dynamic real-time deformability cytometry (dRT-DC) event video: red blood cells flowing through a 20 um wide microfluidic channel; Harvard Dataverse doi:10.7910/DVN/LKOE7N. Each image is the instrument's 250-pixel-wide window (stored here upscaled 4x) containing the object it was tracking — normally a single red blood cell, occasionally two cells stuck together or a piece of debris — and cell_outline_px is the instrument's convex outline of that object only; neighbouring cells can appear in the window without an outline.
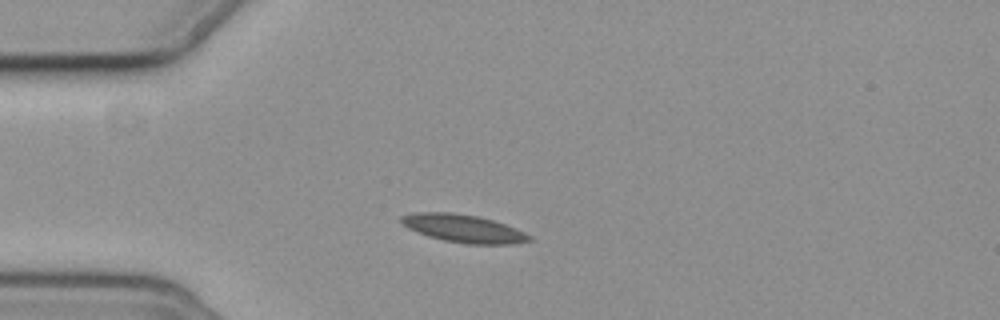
{"species": "common noctule bat (a hibernating species)", "species_latin": "Nyctalus noctula", "temperature_condition": "cold", "stored_images_in_passage": 6, "camera_frame_rate_fps": 3000, "um_per_image_px": 0.085, "animal": {"sex": "female", "body_mass_g": 19.3, "forearm_length_mm": 54.1}, "frame": {"image": 1, "passage_image": 3, "time_ms": 2.333, "image_size_px": [1000, 320], "cell_outline_px": [[532, 240], [512, 244], [464, 244], [444, 240], [428, 236], [416, 232], [400, 224], [400, 216], [412, 212], [452, 212], [476, 216], [492, 220], [516, 228], [532, 236]], "centroid_in_image_um": [39.35, 19.42], "position_along_channel_um": 45.7, "area_um2": 20.92}}
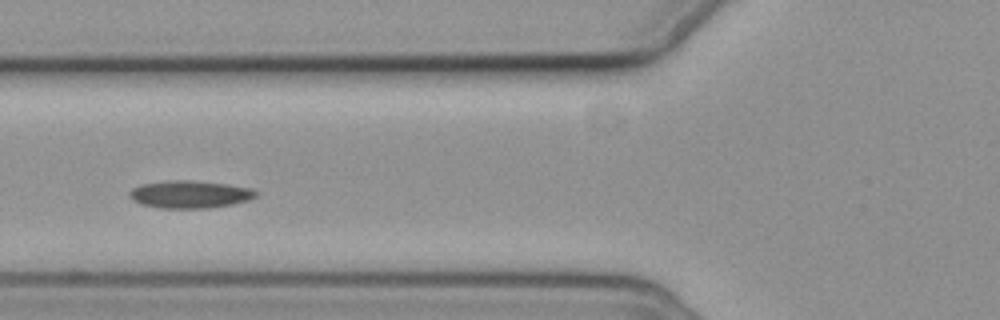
{"frame": {"image": 2, "passage_image": 5, "time_ms": 4.667, "image_size_px": [1000, 320], "cell_outline_px": [[260, 192], [256, 196], [248, 200], [232, 204], [208, 208], [160, 208], [140, 204], [132, 200], [128, 196], [128, 192], [132, 188], [140, 184], [168, 180], [184, 180], [224, 184], [252, 188]], "centroid_in_image_um": [16.1, 16.52], "position_along_channel_um": 109.7, "area_um2": 20.35}}
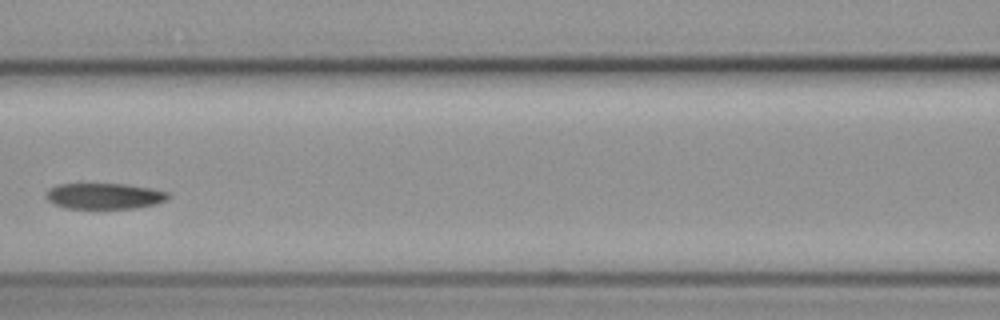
{"frame": {"image": 3, "passage_image": 6, "time_ms": 6.0, "image_size_px": [1000, 320], "cell_outline_px": [[172, 196], [168, 200], [156, 204], [136, 208], [100, 212], [64, 208], [52, 204], [44, 196], [48, 188], [56, 184], [128, 184], [152, 188], [168, 192]], "centroid_in_image_um": [8.86, 16.72], "position_along_channel_um": 157.7, "area_um2": 19.83}}